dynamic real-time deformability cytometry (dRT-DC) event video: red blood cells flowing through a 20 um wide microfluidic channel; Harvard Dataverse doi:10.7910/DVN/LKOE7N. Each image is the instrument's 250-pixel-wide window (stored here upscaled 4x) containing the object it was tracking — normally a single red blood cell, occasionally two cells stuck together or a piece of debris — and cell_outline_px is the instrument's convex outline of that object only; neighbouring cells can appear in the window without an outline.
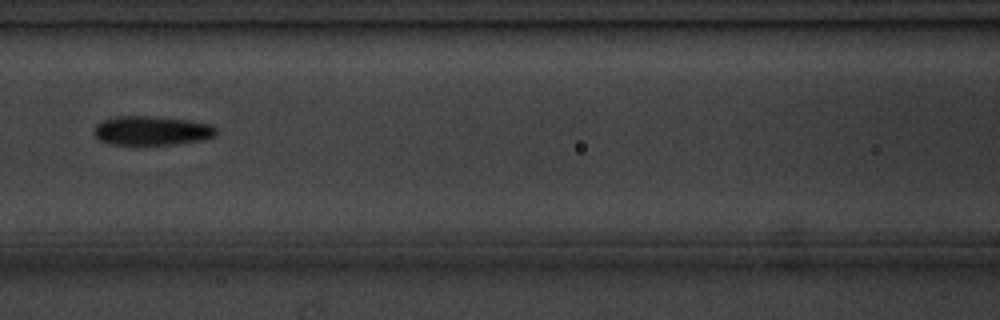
{"species": "common noctule bat (a hibernating species)", "species_latin": "Nyctalus noctula", "temperature_condition": "cold", "stored_images_in_passage": 7, "camera_frame_rate_fps": 3000, "um_per_image_px": 0.085, "animal": {"sex": "male", "body_mass_g": 20.1, "forearm_length_mm": 53.5}, "frame": {"image": 1, "passage_image": 4, "time_ms": 3.667, "image_size_px": [1000, 320], "cell_outline_px": [[216, 136], [200, 140], [176, 144], [108, 144], [100, 140], [92, 132], [96, 124], [104, 120], [116, 116], [152, 116], [188, 120], [212, 124], [216, 128]], "centroid_in_image_um": [12.89, 11.1], "position_along_channel_um": 153.7, "area_um2": 20.75}}